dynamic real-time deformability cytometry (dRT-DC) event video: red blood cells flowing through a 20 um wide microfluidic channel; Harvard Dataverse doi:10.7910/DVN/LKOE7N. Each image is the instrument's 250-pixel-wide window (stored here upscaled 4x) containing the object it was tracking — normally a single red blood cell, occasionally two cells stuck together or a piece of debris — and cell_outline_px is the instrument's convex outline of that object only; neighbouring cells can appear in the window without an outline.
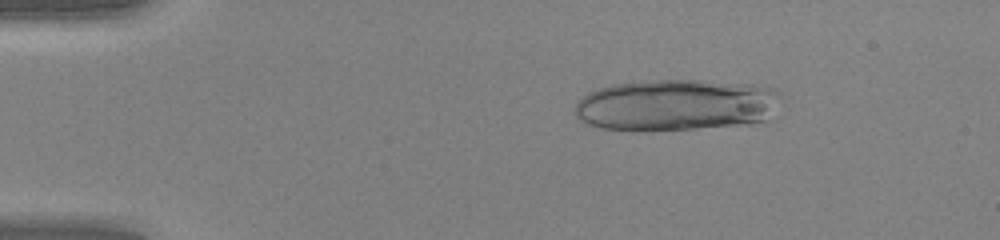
{"species": "human", "species_latin": "Homo sapiens", "temperature_condition": "warm", "stored_images_in_passage": 48, "camera_frame_rate_fps": 3000, "um_per_image_px": 0.085, "donor": {"sex": "female"}, "frame": {"image": 1, "passage_image": 8, "time_ms": 2.333, "image_size_px": [1000, 240], "cell_outline_px": [[776, 92], [764, 120], [752, 124], [696, 128], [632, 132], [600, 128], [584, 124], [576, 116], [572, 108], [588, 92], [612, 84], [652, 80], [704, 80], [752, 84], [768, 88]], "centroid_in_image_um": [57.26, 8.94], "position_along_channel_um": 27.7, "area_um2": 61.5}}